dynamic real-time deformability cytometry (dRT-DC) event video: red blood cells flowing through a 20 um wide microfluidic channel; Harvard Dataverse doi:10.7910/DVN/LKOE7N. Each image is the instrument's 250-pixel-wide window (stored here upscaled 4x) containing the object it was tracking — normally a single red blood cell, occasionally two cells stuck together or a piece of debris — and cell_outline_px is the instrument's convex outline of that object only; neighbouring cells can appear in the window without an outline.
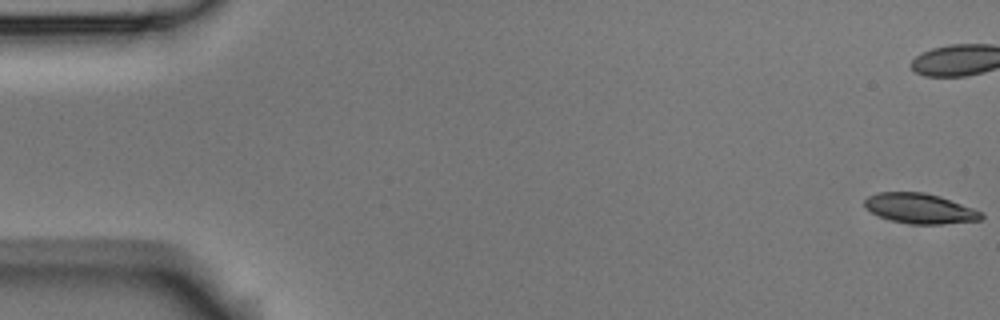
{"species": "Egyptian fruit bat (a non-hibernating species)", "species_latin": "Rousettus aegyptiacus", "temperature_condition": "room temperature", "stored_images_in_passage": 55, "camera_frame_rate_fps": 3000, "um_per_image_px": 0.085, "animal": {"sex": "male"}, "frame": {"image": 1, "passage_image": 1, "time_ms": 0.0, "image_size_px": [1000, 320], "cell_outline_px": [[984, 216], [980, 220], [940, 224], [908, 224], [892, 220], [880, 216], [872, 212], [864, 204], [864, 200], [868, 196], [876, 192], [924, 192], [940, 196], [984, 212]], "centroid_in_image_um": [78.21, 17.71], "position_along_channel_um": 6.8, "area_um2": 20.4}, "authors_computed_cell_mechanics": {"area_um2": 21.7906, "velocity_mm_per_s": 3.7636, "shape_relaxation_time_tau1_ms": 6.0041, "shape_relaxation_time_tau2_ms": 4.7519, "deformation_change_tau1": 0.1643, "deformation_change_tau2": 0.1257}}